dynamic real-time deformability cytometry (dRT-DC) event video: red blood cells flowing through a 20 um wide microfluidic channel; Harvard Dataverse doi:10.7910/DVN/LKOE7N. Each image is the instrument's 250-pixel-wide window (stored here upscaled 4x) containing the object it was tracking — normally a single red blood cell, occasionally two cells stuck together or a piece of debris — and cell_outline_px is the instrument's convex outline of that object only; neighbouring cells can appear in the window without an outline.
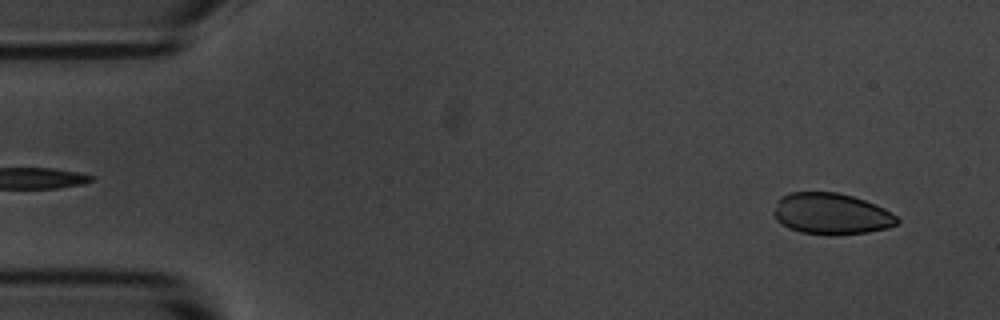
{"species": "common noctule bat (a hibernating species)", "species_latin": "Nyctalus noctula", "temperature_condition": "room temperature", "stored_images_in_passage": 53, "camera_frame_rate_fps": 3000, "um_per_image_px": 0.085, "animal": {"sex": "male", "body_mass_g": 20.1, "forearm_length_mm": 53.5}, "frame": {"image": 1, "passage_image": 3, "time_ms": 0.667, "image_size_px": [1000, 320], "cell_outline_px": [[900, 220], [896, 224], [888, 228], [868, 232], [832, 236], [800, 232], [788, 228], [776, 220], [772, 212], [780, 196], [788, 192], [836, 192], [852, 196], [876, 204], [884, 208], [896, 216]], "centroid_in_image_um": [70.63, 18.18], "position_along_channel_um": 14.4, "area_um2": 30.0}}